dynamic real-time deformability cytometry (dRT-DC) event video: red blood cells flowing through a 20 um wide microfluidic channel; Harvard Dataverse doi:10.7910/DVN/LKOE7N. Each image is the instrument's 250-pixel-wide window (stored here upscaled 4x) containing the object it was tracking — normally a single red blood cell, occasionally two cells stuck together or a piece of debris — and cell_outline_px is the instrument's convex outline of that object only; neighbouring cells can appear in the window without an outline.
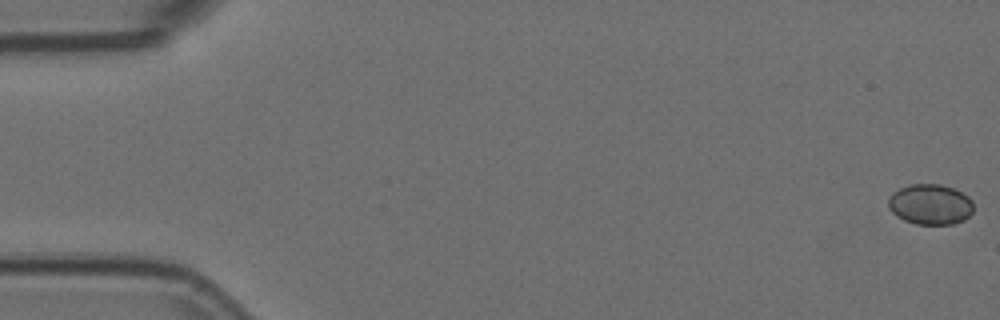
{"species": "Egyptian fruit bat (a non-hibernating species)", "species_latin": "Rousettus aegyptiacus", "temperature_condition": "room temperature", "stored_images_in_passage": 9, "camera_frame_rate_fps": 3000, "um_per_image_px": 0.085, "animal": {"sex": "female"}, "frame": {"image": 1, "passage_image": 1, "time_ms": 0.0, "image_size_px": [1000, 320], "cell_outline_px": [[972, 212], [964, 220], [952, 224], [916, 224], [904, 220], [896, 216], [888, 208], [888, 196], [892, 192], [908, 184], [940, 184], [952, 188], [968, 196], [972, 200]], "centroid_in_image_um": [79.03, 17.37], "position_along_channel_um": 6.0, "area_um2": 20.17}}